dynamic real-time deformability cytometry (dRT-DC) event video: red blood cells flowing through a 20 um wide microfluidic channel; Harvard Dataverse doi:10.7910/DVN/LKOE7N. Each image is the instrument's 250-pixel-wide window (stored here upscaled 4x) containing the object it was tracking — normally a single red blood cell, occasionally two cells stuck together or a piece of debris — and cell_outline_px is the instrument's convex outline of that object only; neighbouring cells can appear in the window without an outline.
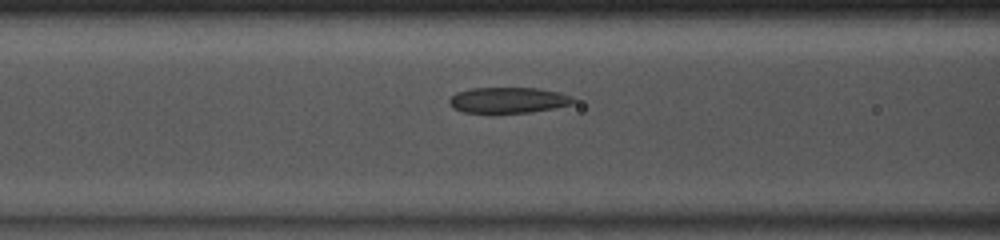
{"species": "common noctule bat (a hibernating species)", "species_latin": "Nyctalus noctula", "temperature_condition": "room temperature", "stored_images_in_passage": 49, "camera_frame_rate_fps": 3000, "um_per_image_px": 0.085, "animal": {"sex": "male", "body_mass_g": 13.0, "forearm_length_mm": 53.1}, "frame": {"image": 1, "passage_image": 20, "time_ms": 6.333, "image_size_px": [1000, 240], "cell_outline_px": [[576, 100], [572, 104], [556, 108], [532, 112], [464, 112], [452, 108], [448, 104], [448, 100], [456, 92], [472, 88], [536, 88], [556, 92], [572, 96]], "centroid_in_image_um": [43.19, 8.51], "position_along_channel_um": 123.4, "area_um2": 18.55}}
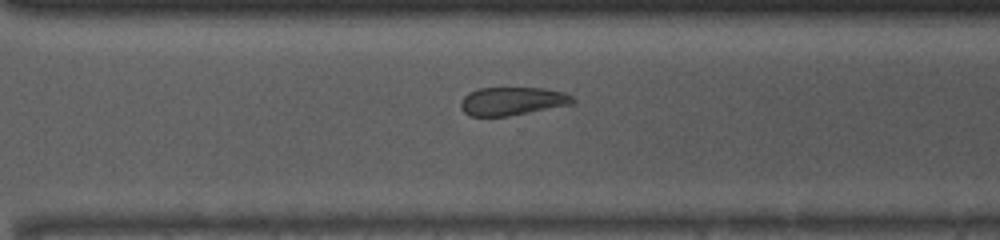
{"frame": {"image": 2, "passage_image": 35, "time_ms": 11.333, "image_size_px": [1000, 240], "cell_outline_px": [[576, 100], [572, 104], [508, 116], [472, 116], [464, 112], [460, 108], [460, 100], [468, 92], [476, 88], [544, 88], [564, 92], [572, 96]], "centroid_in_image_um": [43.52, 8.59], "position_along_channel_um": 327.1, "area_um2": 18.5}}
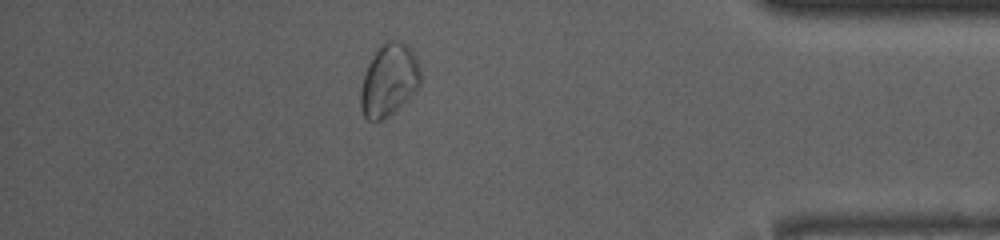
{"frame": {"image": 3, "passage_image": 43, "time_ms": 14.0, "image_size_px": [1000, 240], "cell_outline_px": [[420, 84], [384, 120], [368, 120], [364, 116], [360, 108], [360, 88], [368, 64], [380, 44], [388, 40], [400, 40], [408, 44], [416, 56], [420, 68]], "centroid_in_image_um": [33.04, 6.76], "position_along_channel_um": 402.2, "area_um2": 24.97}, "authors_computed_cell_mechanics": {"area_um2": 20.6924, "velocity_mm_per_s": 4.0817, "shape_relaxation_time_tau1_ms": null, "shape_relaxation_time_tau2_ms": 2.7771, "deformation_change_tau1": null, "deformation_change_tau2": 0.0527}}